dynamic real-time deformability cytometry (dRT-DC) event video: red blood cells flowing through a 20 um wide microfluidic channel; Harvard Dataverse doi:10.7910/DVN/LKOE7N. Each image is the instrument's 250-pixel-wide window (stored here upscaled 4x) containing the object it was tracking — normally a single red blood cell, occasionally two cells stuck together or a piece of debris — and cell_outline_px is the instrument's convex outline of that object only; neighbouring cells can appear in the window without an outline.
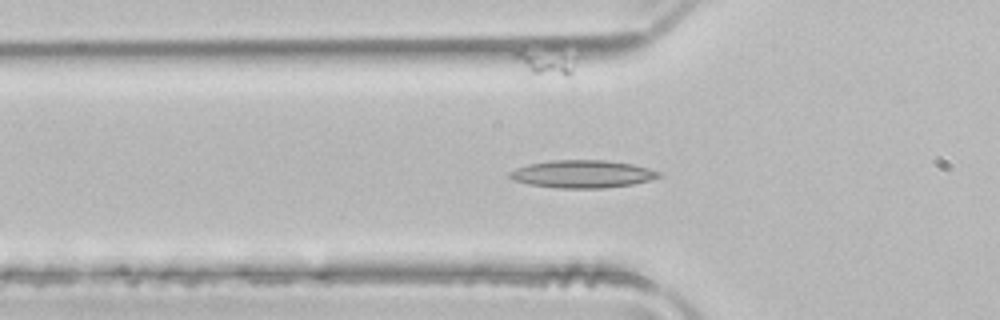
{"species": "common noctule bat (a hibernating species)", "species_latin": "Nyctalus noctula", "temperature_condition": "room temperature", "stored_images_in_passage": 50, "camera_frame_rate_fps": 3000, "um_per_image_px": 0.085, "animal": {"sex": "male", "body_mass_g": 21.5, "forearm_length_mm": 52.0}, "frame": {"image": 1, "passage_image": 15, "time_ms": 4.667, "image_size_px": [1000, 320], "cell_outline_px": [[664, 176], [632, 184], [604, 188], [556, 188], [528, 184], [512, 180], [508, 176], [508, 172], [516, 168], [528, 164], [552, 160], [604, 160], [632, 164], [664, 172]], "centroid_in_image_um": [49.51, 14.79], "position_along_channel_um": 76.3, "area_um2": 24.22}}
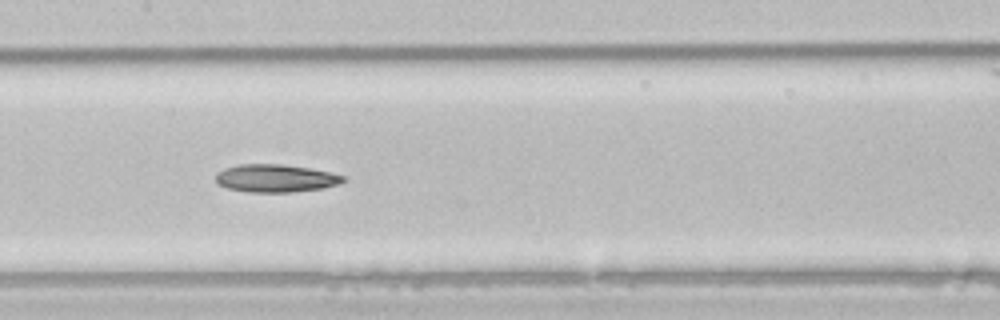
{"frame": {"image": 2, "passage_image": 23, "time_ms": 7.333, "image_size_px": [1000, 320], "cell_outline_px": [[344, 180], [340, 184], [324, 188], [292, 192], [248, 192], [228, 188], [216, 184], [216, 172], [224, 168], [240, 164], [280, 164], [308, 168], [328, 172], [344, 176]], "centroid_in_image_um": [23.39, 15.16], "position_along_channel_um": 184.0, "area_um2": 20.63}}
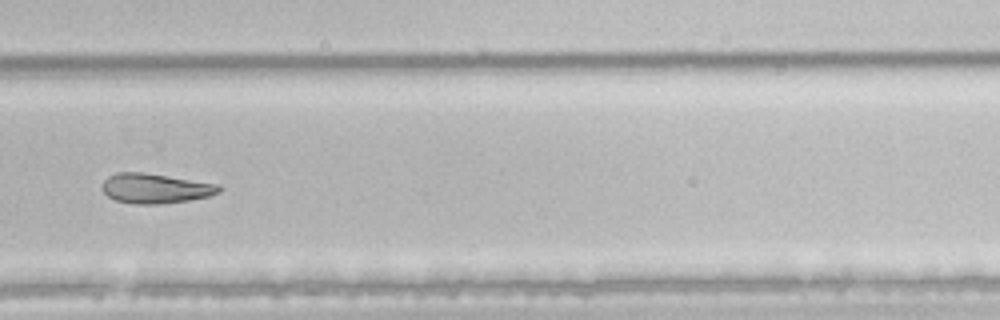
{"frame": {"image": 3, "passage_image": 33, "time_ms": 10.667, "image_size_px": [1000, 320], "cell_outline_px": [[220, 192], [208, 196], [188, 200], [156, 204], [132, 204], [116, 200], [108, 196], [100, 188], [104, 180], [108, 176], [116, 172], [144, 172], [220, 184]], "centroid_in_image_um": [13.17, 16.0], "position_along_channel_um": 316.6, "area_um2": 20.35}, "authors_computed_cell_mechanics": {"area_um2": 23.0044, "velocity_mm_per_s": 3.9992, "shape_relaxation_time_tau1_ms": null, "shape_relaxation_time_tau2_ms": 3.749, "deformation_change_tau1": null, "deformation_change_tau2": 0.1185}}